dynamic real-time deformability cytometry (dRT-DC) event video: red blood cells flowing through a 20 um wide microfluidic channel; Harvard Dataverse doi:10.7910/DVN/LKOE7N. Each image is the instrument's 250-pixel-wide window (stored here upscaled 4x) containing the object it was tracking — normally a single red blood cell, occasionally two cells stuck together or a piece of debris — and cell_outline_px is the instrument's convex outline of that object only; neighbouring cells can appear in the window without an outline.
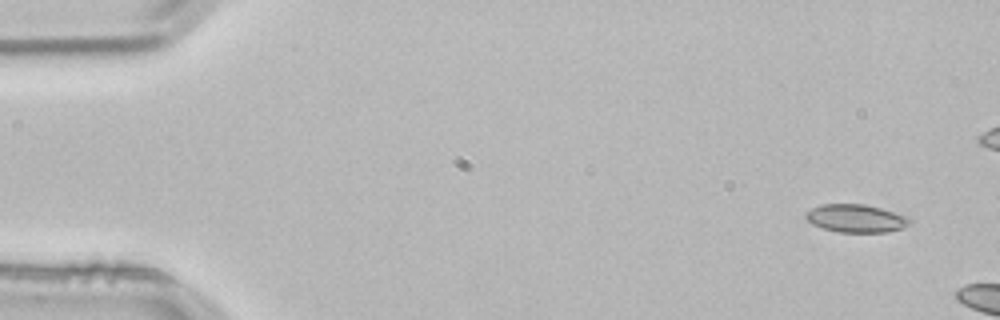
{"species": "common noctule bat (a hibernating species)", "species_latin": "Nyctalus noctula", "temperature_condition": "room temperature", "stored_images_in_passage": 2, "camera_frame_rate_fps": 3000, "um_per_image_px": 0.085, "animal": {"sex": "male", "body_mass_g": 21.5, "forearm_length_mm": 52.0}, "frame": {"image": 1, "passage_image": 1, "time_ms": 0.0, "image_size_px": [1000, 320], "cell_outline_px": [[912, 224], [888, 232], [840, 232], [824, 228], [812, 224], [804, 216], [804, 212], [820, 204], [864, 204], [880, 208], [908, 216], [912, 220]], "centroid_in_image_um": [72.76, 18.55], "position_along_channel_um": 12.2, "area_um2": 16.99}}